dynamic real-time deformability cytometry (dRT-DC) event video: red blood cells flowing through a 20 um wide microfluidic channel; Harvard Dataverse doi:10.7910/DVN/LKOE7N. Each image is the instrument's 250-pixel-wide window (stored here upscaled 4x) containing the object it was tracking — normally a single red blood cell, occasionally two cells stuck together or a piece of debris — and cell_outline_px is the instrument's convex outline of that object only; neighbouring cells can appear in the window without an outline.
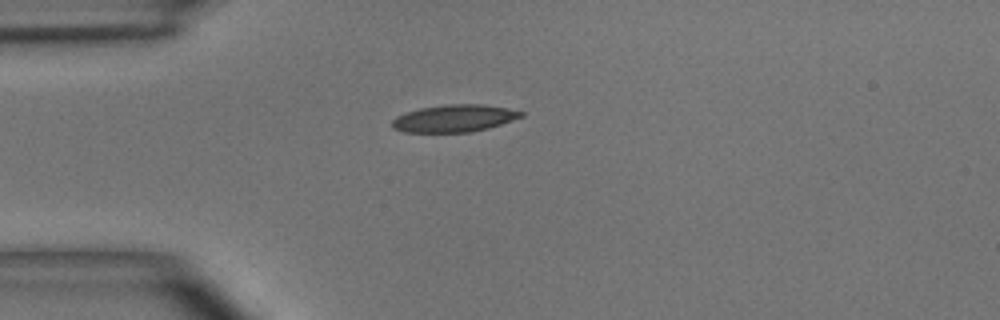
{"species": "common noctule bat (a hibernating species)", "species_latin": "Nyctalus noctula", "temperature_condition": "room temperature", "stored_images_in_passage": 2, "camera_frame_rate_fps": 3000, "um_per_image_px": 0.085, "animal": {"sex": "male", "body_mass_g": 15.6}, "frame": {"image": 1, "passage_image": 1, "time_ms": 0.0, "image_size_px": [1000, 320], "cell_outline_px": [[524, 116], [488, 128], [472, 132], [404, 132], [392, 128], [392, 120], [396, 116], [420, 108], [448, 104], [484, 104], [508, 108], [524, 112]], "centroid_in_image_um": [38.62, 10.06], "position_along_channel_um": 46.4, "area_um2": 20.46}}